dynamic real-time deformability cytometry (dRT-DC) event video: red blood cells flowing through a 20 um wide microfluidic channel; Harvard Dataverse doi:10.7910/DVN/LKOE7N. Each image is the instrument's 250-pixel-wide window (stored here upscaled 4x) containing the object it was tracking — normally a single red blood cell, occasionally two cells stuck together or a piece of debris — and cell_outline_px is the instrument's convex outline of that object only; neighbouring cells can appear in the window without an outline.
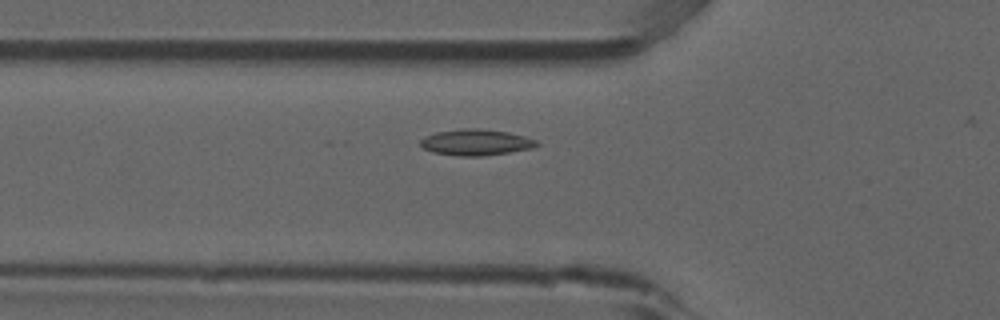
{"species": "common noctule bat (a hibernating species)", "species_latin": "Nyctalus noctula", "temperature_condition": "room temperature", "stored_images_in_passage": 43, "camera_frame_rate_fps": 3000, "um_per_image_px": 0.085, "animal": {"sex": "male", "forearm_length_mm": 52.5}, "frame": {"image": 1, "passage_image": 9, "time_ms": 2.667, "image_size_px": [1000, 320], "cell_outline_px": [[540, 144], [532, 148], [508, 152], [480, 156], [456, 156], [432, 152], [424, 148], [420, 144], [420, 140], [424, 136], [436, 132], [464, 128], [476, 128], [508, 132], [524, 136], [536, 140]], "centroid_in_image_um": [40.42, 12.09], "position_along_channel_um": 85.4, "area_um2": 17.63}}
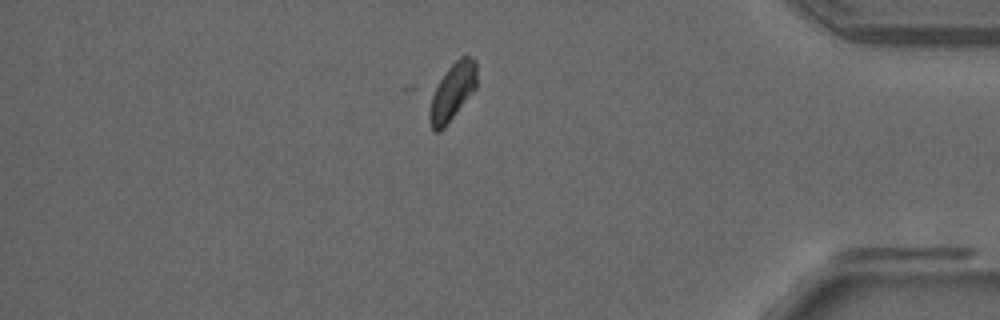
{"frame": {"image": 2, "passage_image": 36, "time_ms": 11.667, "image_size_px": [1000, 320], "cell_outline_px": [[476, 88], [444, 128], [440, 132], [436, 132], [432, 128], [428, 120], [428, 112], [432, 96], [440, 80], [448, 68], [460, 56], [472, 56], [476, 60]], "centroid_in_image_um": [38.45, 7.82], "position_along_channel_um": 396.7, "area_um2": 15.61}}
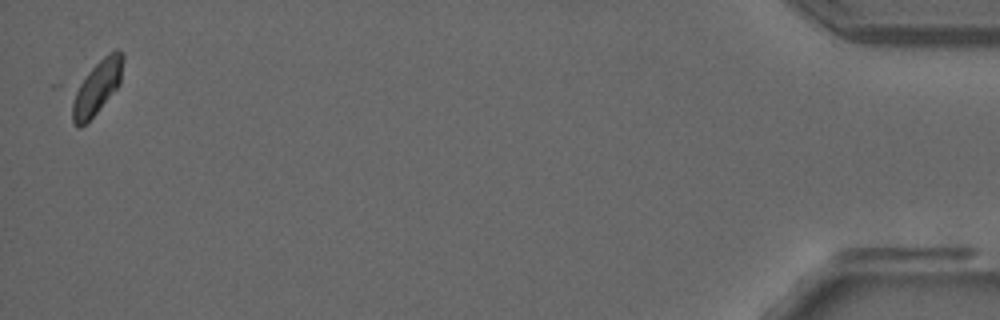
{"frame": {"image": 3, "passage_image": 43, "time_ms": 14.0, "image_size_px": [1000, 320], "cell_outline_px": [[124, 60], [120, 84], [96, 112], [80, 128], [76, 128], [72, 120], [72, 104], [76, 84], [108, 52], [116, 48], [120, 48], [124, 52]], "centroid_in_image_um": [8.25, 7.36], "position_along_channel_um": 426.9, "area_um2": 16.07}, "authors_computed_cell_mechanics": {"area_um2": 16.0684, "velocity_mm_per_s": 3.8258, "shape_relaxation_time_tau1_ms": 10.6374, "shape_relaxation_time_tau2_ms": null, "deformation_change_tau1": 0.1583, "deformation_change_tau2": null}}